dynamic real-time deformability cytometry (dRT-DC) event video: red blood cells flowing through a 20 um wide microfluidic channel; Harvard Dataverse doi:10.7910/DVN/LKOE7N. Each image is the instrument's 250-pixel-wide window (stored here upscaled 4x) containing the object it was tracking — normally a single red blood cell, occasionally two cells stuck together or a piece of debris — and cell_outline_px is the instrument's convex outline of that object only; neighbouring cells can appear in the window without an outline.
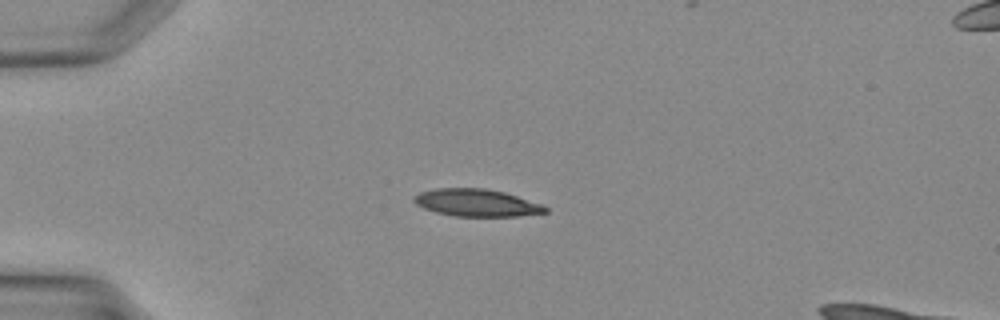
{"species": "Egyptian fruit bat (a non-hibernating species)", "species_latin": "Rousettus aegyptiacus", "temperature_condition": "warm", "stored_images_in_passage": 25, "camera_frame_rate_fps": 3000, "um_per_image_px": 0.085, "animal": {"sex": "female"}, "frame": {"image": 1, "passage_image": 1, "time_ms": 0.0, "image_size_px": [1000, 320], "cell_outline_px": [[548, 212], [520, 216], [452, 216], [436, 212], [424, 208], [416, 204], [412, 200], [420, 192], [436, 188], [484, 188], [504, 192], [540, 204], [548, 208]], "centroid_in_image_um": [40.49, 17.24], "position_along_channel_um": 44.5, "area_um2": 20.75}}
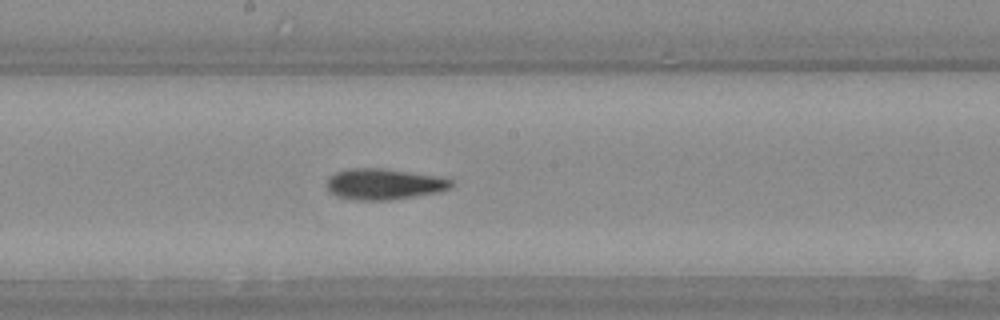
{"frame": {"image": 2, "passage_image": 12, "time_ms": 3.667, "image_size_px": [1000, 320], "cell_outline_px": [[452, 184], [448, 188], [436, 192], [388, 200], [360, 200], [336, 196], [328, 188], [328, 176], [336, 172], [348, 168], [380, 168], [436, 176], [452, 180]], "centroid_in_image_um": [32.58, 15.64], "position_along_channel_um": 215.6, "area_um2": 21.91}}
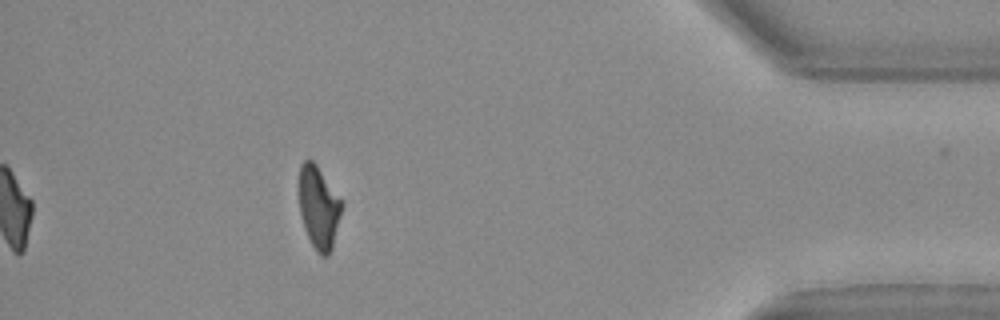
{"frame": {"image": 3, "passage_image": 25, "time_ms": 8.0, "image_size_px": [1000, 320], "cell_outline_px": [[344, 204], [332, 248], [328, 256], [320, 256], [316, 252], [304, 228], [300, 212], [300, 164], [304, 160], [312, 160], [316, 164]], "centroid_in_image_um": [27.11, 17.66], "position_along_channel_um": 408.1, "area_um2": 20.35}}